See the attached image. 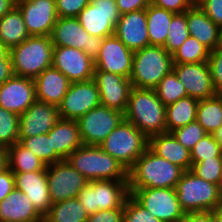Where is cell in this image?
<instances>
[{"label":"cell","mask_w":222,"mask_h":222,"mask_svg":"<svg viewBox=\"0 0 222 222\" xmlns=\"http://www.w3.org/2000/svg\"><path fill=\"white\" fill-rule=\"evenodd\" d=\"M189 36L187 11L175 14L169 25L166 43L163 47L172 55Z\"/></svg>","instance_id":"cell-38"},{"label":"cell","mask_w":222,"mask_h":222,"mask_svg":"<svg viewBox=\"0 0 222 222\" xmlns=\"http://www.w3.org/2000/svg\"><path fill=\"white\" fill-rule=\"evenodd\" d=\"M65 160L88 181L128 180V170L100 146L82 145Z\"/></svg>","instance_id":"cell-3"},{"label":"cell","mask_w":222,"mask_h":222,"mask_svg":"<svg viewBox=\"0 0 222 222\" xmlns=\"http://www.w3.org/2000/svg\"><path fill=\"white\" fill-rule=\"evenodd\" d=\"M175 13L150 4L146 8V19L150 45L164 46L169 25Z\"/></svg>","instance_id":"cell-31"},{"label":"cell","mask_w":222,"mask_h":222,"mask_svg":"<svg viewBox=\"0 0 222 222\" xmlns=\"http://www.w3.org/2000/svg\"><path fill=\"white\" fill-rule=\"evenodd\" d=\"M196 4L222 29V0H196Z\"/></svg>","instance_id":"cell-46"},{"label":"cell","mask_w":222,"mask_h":222,"mask_svg":"<svg viewBox=\"0 0 222 222\" xmlns=\"http://www.w3.org/2000/svg\"><path fill=\"white\" fill-rule=\"evenodd\" d=\"M30 37L21 11L15 6L0 19V40L9 49Z\"/></svg>","instance_id":"cell-29"},{"label":"cell","mask_w":222,"mask_h":222,"mask_svg":"<svg viewBox=\"0 0 222 222\" xmlns=\"http://www.w3.org/2000/svg\"><path fill=\"white\" fill-rule=\"evenodd\" d=\"M184 170L159 157L149 147L128 170L129 189L175 188Z\"/></svg>","instance_id":"cell-2"},{"label":"cell","mask_w":222,"mask_h":222,"mask_svg":"<svg viewBox=\"0 0 222 222\" xmlns=\"http://www.w3.org/2000/svg\"><path fill=\"white\" fill-rule=\"evenodd\" d=\"M30 36H50L58 14L55 0H29L16 3Z\"/></svg>","instance_id":"cell-17"},{"label":"cell","mask_w":222,"mask_h":222,"mask_svg":"<svg viewBox=\"0 0 222 222\" xmlns=\"http://www.w3.org/2000/svg\"><path fill=\"white\" fill-rule=\"evenodd\" d=\"M155 154L181 167L184 171L191 170V153L173 136L171 132L153 135L148 146Z\"/></svg>","instance_id":"cell-26"},{"label":"cell","mask_w":222,"mask_h":222,"mask_svg":"<svg viewBox=\"0 0 222 222\" xmlns=\"http://www.w3.org/2000/svg\"><path fill=\"white\" fill-rule=\"evenodd\" d=\"M48 135L53 150L62 160L83 145L77 120L60 119Z\"/></svg>","instance_id":"cell-28"},{"label":"cell","mask_w":222,"mask_h":222,"mask_svg":"<svg viewBox=\"0 0 222 222\" xmlns=\"http://www.w3.org/2000/svg\"><path fill=\"white\" fill-rule=\"evenodd\" d=\"M37 222H52L46 216H42Z\"/></svg>","instance_id":"cell-58"},{"label":"cell","mask_w":222,"mask_h":222,"mask_svg":"<svg viewBox=\"0 0 222 222\" xmlns=\"http://www.w3.org/2000/svg\"><path fill=\"white\" fill-rule=\"evenodd\" d=\"M124 119L131 122L148 139L166 132V106L154 89L132 87Z\"/></svg>","instance_id":"cell-1"},{"label":"cell","mask_w":222,"mask_h":222,"mask_svg":"<svg viewBox=\"0 0 222 222\" xmlns=\"http://www.w3.org/2000/svg\"><path fill=\"white\" fill-rule=\"evenodd\" d=\"M50 38L54 47L76 48L84 51L93 60L98 56L104 39L90 35L76 17H58Z\"/></svg>","instance_id":"cell-10"},{"label":"cell","mask_w":222,"mask_h":222,"mask_svg":"<svg viewBox=\"0 0 222 222\" xmlns=\"http://www.w3.org/2000/svg\"><path fill=\"white\" fill-rule=\"evenodd\" d=\"M150 4L180 14L192 8L196 4V0H151Z\"/></svg>","instance_id":"cell-47"},{"label":"cell","mask_w":222,"mask_h":222,"mask_svg":"<svg viewBox=\"0 0 222 222\" xmlns=\"http://www.w3.org/2000/svg\"><path fill=\"white\" fill-rule=\"evenodd\" d=\"M19 142V115L0 107V146L8 148Z\"/></svg>","instance_id":"cell-39"},{"label":"cell","mask_w":222,"mask_h":222,"mask_svg":"<svg viewBox=\"0 0 222 222\" xmlns=\"http://www.w3.org/2000/svg\"><path fill=\"white\" fill-rule=\"evenodd\" d=\"M13 75L12 61L9 55L4 61H0V86Z\"/></svg>","instance_id":"cell-52"},{"label":"cell","mask_w":222,"mask_h":222,"mask_svg":"<svg viewBox=\"0 0 222 222\" xmlns=\"http://www.w3.org/2000/svg\"><path fill=\"white\" fill-rule=\"evenodd\" d=\"M196 121L208 134L222 126V94L198 102Z\"/></svg>","instance_id":"cell-33"},{"label":"cell","mask_w":222,"mask_h":222,"mask_svg":"<svg viewBox=\"0 0 222 222\" xmlns=\"http://www.w3.org/2000/svg\"><path fill=\"white\" fill-rule=\"evenodd\" d=\"M214 222H222V204L213 211Z\"/></svg>","instance_id":"cell-57"},{"label":"cell","mask_w":222,"mask_h":222,"mask_svg":"<svg viewBox=\"0 0 222 222\" xmlns=\"http://www.w3.org/2000/svg\"><path fill=\"white\" fill-rule=\"evenodd\" d=\"M10 55V49L0 40V61H4Z\"/></svg>","instance_id":"cell-55"},{"label":"cell","mask_w":222,"mask_h":222,"mask_svg":"<svg viewBox=\"0 0 222 222\" xmlns=\"http://www.w3.org/2000/svg\"><path fill=\"white\" fill-rule=\"evenodd\" d=\"M129 196L128 180H93L78 193L77 199L91 215L99 210L123 209Z\"/></svg>","instance_id":"cell-8"},{"label":"cell","mask_w":222,"mask_h":222,"mask_svg":"<svg viewBox=\"0 0 222 222\" xmlns=\"http://www.w3.org/2000/svg\"><path fill=\"white\" fill-rule=\"evenodd\" d=\"M208 64L214 89L217 94H222V45L210 51Z\"/></svg>","instance_id":"cell-44"},{"label":"cell","mask_w":222,"mask_h":222,"mask_svg":"<svg viewBox=\"0 0 222 222\" xmlns=\"http://www.w3.org/2000/svg\"><path fill=\"white\" fill-rule=\"evenodd\" d=\"M54 45L50 36H30L10 49L13 74L35 79L52 66Z\"/></svg>","instance_id":"cell-5"},{"label":"cell","mask_w":222,"mask_h":222,"mask_svg":"<svg viewBox=\"0 0 222 222\" xmlns=\"http://www.w3.org/2000/svg\"><path fill=\"white\" fill-rule=\"evenodd\" d=\"M180 222H214L213 211L185 213Z\"/></svg>","instance_id":"cell-51"},{"label":"cell","mask_w":222,"mask_h":222,"mask_svg":"<svg viewBox=\"0 0 222 222\" xmlns=\"http://www.w3.org/2000/svg\"><path fill=\"white\" fill-rule=\"evenodd\" d=\"M191 153V163H199L204 159H213V157H222V149L216 142L212 134H207L197 142Z\"/></svg>","instance_id":"cell-40"},{"label":"cell","mask_w":222,"mask_h":222,"mask_svg":"<svg viewBox=\"0 0 222 222\" xmlns=\"http://www.w3.org/2000/svg\"><path fill=\"white\" fill-rule=\"evenodd\" d=\"M52 66L61 71L70 82L94 78V60L84 51L72 47H54Z\"/></svg>","instance_id":"cell-16"},{"label":"cell","mask_w":222,"mask_h":222,"mask_svg":"<svg viewBox=\"0 0 222 222\" xmlns=\"http://www.w3.org/2000/svg\"><path fill=\"white\" fill-rule=\"evenodd\" d=\"M134 52L115 35L103 39L100 52L94 60V71H106L130 79Z\"/></svg>","instance_id":"cell-15"},{"label":"cell","mask_w":222,"mask_h":222,"mask_svg":"<svg viewBox=\"0 0 222 222\" xmlns=\"http://www.w3.org/2000/svg\"><path fill=\"white\" fill-rule=\"evenodd\" d=\"M219 190H220V193L222 195V172H221V178H220V181H219Z\"/></svg>","instance_id":"cell-59"},{"label":"cell","mask_w":222,"mask_h":222,"mask_svg":"<svg viewBox=\"0 0 222 222\" xmlns=\"http://www.w3.org/2000/svg\"><path fill=\"white\" fill-rule=\"evenodd\" d=\"M36 100L59 106L67 93L70 81L55 67L44 69L35 79Z\"/></svg>","instance_id":"cell-24"},{"label":"cell","mask_w":222,"mask_h":222,"mask_svg":"<svg viewBox=\"0 0 222 222\" xmlns=\"http://www.w3.org/2000/svg\"><path fill=\"white\" fill-rule=\"evenodd\" d=\"M210 50L191 35L172 54L173 64H189L208 61Z\"/></svg>","instance_id":"cell-35"},{"label":"cell","mask_w":222,"mask_h":222,"mask_svg":"<svg viewBox=\"0 0 222 222\" xmlns=\"http://www.w3.org/2000/svg\"><path fill=\"white\" fill-rule=\"evenodd\" d=\"M120 15L146 9L151 0H115Z\"/></svg>","instance_id":"cell-50"},{"label":"cell","mask_w":222,"mask_h":222,"mask_svg":"<svg viewBox=\"0 0 222 222\" xmlns=\"http://www.w3.org/2000/svg\"><path fill=\"white\" fill-rule=\"evenodd\" d=\"M86 222H123V209L99 210L89 215Z\"/></svg>","instance_id":"cell-48"},{"label":"cell","mask_w":222,"mask_h":222,"mask_svg":"<svg viewBox=\"0 0 222 222\" xmlns=\"http://www.w3.org/2000/svg\"><path fill=\"white\" fill-rule=\"evenodd\" d=\"M129 192L137 203L163 222H180L185 214L175 188H139Z\"/></svg>","instance_id":"cell-9"},{"label":"cell","mask_w":222,"mask_h":222,"mask_svg":"<svg viewBox=\"0 0 222 222\" xmlns=\"http://www.w3.org/2000/svg\"><path fill=\"white\" fill-rule=\"evenodd\" d=\"M36 101L34 79L13 75L0 86V107L21 115Z\"/></svg>","instance_id":"cell-21"},{"label":"cell","mask_w":222,"mask_h":222,"mask_svg":"<svg viewBox=\"0 0 222 222\" xmlns=\"http://www.w3.org/2000/svg\"><path fill=\"white\" fill-rule=\"evenodd\" d=\"M212 135L222 149V126H220L216 131H214Z\"/></svg>","instance_id":"cell-56"},{"label":"cell","mask_w":222,"mask_h":222,"mask_svg":"<svg viewBox=\"0 0 222 222\" xmlns=\"http://www.w3.org/2000/svg\"><path fill=\"white\" fill-rule=\"evenodd\" d=\"M25 1H29V0H15L16 3L25 2Z\"/></svg>","instance_id":"cell-60"},{"label":"cell","mask_w":222,"mask_h":222,"mask_svg":"<svg viewBox=\"0 0 222 222\" xmlns=\"http://www.w3.org/2000/svg\"><path fill=\"white\" fill-rule=\"evenodd\" d=\"M119 17L115 0H91L76 18L90 35L105 38L114 35Z\"/></svg>","instance_id":"cell-13"},{"label":"cell","mask_w":222,"mask_h":222,"mask_svg":"<svg viewBox=\"0 0 222 222\" xmlns=\"http://www.w3.org/2000/svg\"><path fill=\"white\" fill-rule=\"evenodd\" d=\"M100 103L122 113L127 109L132 84L129 78L106 71H94Z\"/></svg>","instance_id":"cell-20"},{"label":"cell","mask_w":222,"mask_h":222,"mask_svg":"<svg viewBox=\"0 0 222 222\" xmlns=\"http://www.w3.org/2000/svg\"><path fill=\"white\" fill-rule=\"evenodd\" d=\"M8 168L13 173L42 171L46 164L20 142L7 148Z\"/></svg>","instance_id":"cell-32"},{"label":"cell","mask_w":222,"mask_h":222,"mask_svg":"<svg viewBox=\"0 0 222 222\" xmlns=\"http://www.w3.org/2000/svg\"><path fill=\"white\" fill-rule=\"evenodd\" d=\"M191 171L207 182L219 185L222 172V157H213V159H204L199 163H194Z\"/></svg>","instance_id":"cell-41"},{"label":"cell","mask_w":222,"mask_h":222,"mask_svg":"<svg viewBox=\"0 0 222 222\" xmlns=\"http://www.w3.org/2000/svg\"><path fill=\"white\" fill-rule=\"evenodd\" d=\"M100 96L94 79L71 82L62 103L58 106L61 119L78 120L100 105Z\"/></svg>","instance_id":"cell-14"},{"label":"cell","mask_w":222,"mask_h":222,"mask_svg":"<svg viewBox=\"0 0 222 222\" xmlns=\"http://www.w3.org/2000/svg\"><path fill=\"white\" fill-rule=\"evenodd\" d=\"M172 70V55L163 46H146L133 54L132 87L154 89Z\"/></svg>","instance_id":"cell-4"},{"label":"cell","mask_w":222,"mask_h":222,"mask_svg":"<svg viewBox=\"0 0 222 222\" xmlns=\"http://www.w3.org/2000/svg\"><path fill=\"white\" fill-rule=\"evenodd\" d=\"M60 119L57 106L36 100L19 116V138L47 134Z\"/></svg>","instance_id":"cell-19"},{"label":"cell","mask_w":222,"mask_h":222,"mask_svg":"<svg viewBox=\"0 0 222 222\" xmlns=\"http://www.w3.org/2000/svg\"><path fill=\"white\" fill-rule=\"evenodd\" d=\"M173 136L188 150H192L194 145L201 140L208 133L197 122L188 123L186 126L179 127L171 131Z\"/></svg>","instance_id":"cell-42"},{"label":"cell","mask_w":222,"mask_h":222,"mask_svg":"<svg viewBox=\"0 0 222 222\" xmlns=\"http://www.w3.org/2000/svg\"><path fill=\"white\" fill-rule=\"evenodd\" d=\"M15 188L27 195L35 209L45 216L51 208L47 166L42 171L14 173Z\"/></svg>","instance_id":"cell-23"},{"label":"cell","mask_w":222,"mask_h":222,"mask_svg":"<svg viewBox=\"0 0 222 222\" xmlns=\"http://www.w3.org/2000/svg\"><path fill=\"white\" fill-rule=\"evenodd\" d=\"M99 146L129 170L148 148L149 139L123 119Z\"/></svg>","instance_id":"cell-7"},{"label":"cell","mask_w":222,"mask_h":222,"mask_svg":"<svg viewBox=\"0 0 222 222\" xmlns=\"http://www.w3.org/2000/svg\"><path fill=\"white\" fill-rule=\"evenodd\" d=\"M59 18L77 17L91 0H55Z\"/></svg>","instance_id":"cell-45"},{"label":"cell","mask_w":222,"mask_h":222,"mask_svg":"<svg viewBox=\"0 0 222 222\" xmlns=\"http://www.w3.org/2000/svg\"><path fill=\"white\" fill-rule=\"evenodd\" d=\"M123 222H163L155 218L148 210L143 208L131 196L123 206Z\"/></svg>","instance_id":"cell-43"},{"label":"cell","mask_w":222,"mask_h":222,"mask_svg":"<svg viewBox=\"0 0 222 222\" xmlns=\"http://www.w3.org/2000/svg\"><path fill=\"white\" fill-rule=\"evenodd\" d=\"M198 100L186 96L166 105V132H171L196 121Z\"/></svg>","instance_id":"cell-30"},{"label":"cell","mask_w":222,"mask_h":222,"mask_svg":"<svg viewBox=\"0 0 222 222\" xmlns=\"http://www.w3.org/2000/svg\"><path fill=\"white\" fill-rule=\"evenodd\" d=\"M41 217L27 195L16 188L0 202V222H37Z\"/></svg>","instance_id":"cell-27"},{"label":"cell","mask_w":222,"mask_h":222,"mask_svg":"<svg viewBox=\"0 0 222 222\" xmlns=\"http://www.w3.org/2000/svg\"><path fill=\"white\" fill-rule=\"evenodd\" d=\"M15 188L14 173L9 169L0 172V202L4 200Z\"/></svg>","instance_id":"cell-49"},{"label":"cell","mask_w":222,"mask_h":222,"mask_svg":"<svg viewBox=\"0 0 222 222\" xmlns=\"http://www.w3.org/2000/svg\"><path fill=\"white\" fill-rule=\"evenodd\" d=\"M154 90L165 106L188 96L186 88L173 70L158 83Z\"/></svg>","instance_id":"cell-37"},{"label":"cell","mask_w":222,"mask_h":222,"mask_svg":"<svg viewBox=\"0 0 222 222\" xmlns=\"http://www.w3.org/2000/svg\"><path fill=\"white\" fill-rule=\"evenodd\" d=\"M175 190L185 213L212 212L222 204L219 185L207 182L191 170L184 171Z\"/></svg>","instance_id":"cell-6"},{"label":"cell","mask_w":222,"mask_h":222,"mask_svg":"<svg viewBox=\"0 0 222 222\" xmlns=\"http://www.w3.org/2000/svg\"><path fill=\"white\" fill-rule=\"evenodd\" d=\"M19 142L34 153L46 165L62 161L52 148L51 137L48 133L33 137L19 138Z\"/></svg>","instance_id":"cell-36"},{"label":"cell","mask_w":222,"mask_h":222,"mask_svg":"<svg viewBox=\"0 0 222 222\" xmlns=\"http://www.w3.org/2000/svg\"><path fill=\"white\" fill-rule=\"evenodd\" d=\"M16 6L15 0H0V19Z\"/></svg>","instance_id":"cell-53"},{"label":"cell","mask_w":222,"mask_h":222,"mask_svg":"<svg viewBox=\"0 0 222 222\" xmlns=\"http://www.w3.org/2000/svg\"><path fill=\"white\" fill-rule=\"evenodd\" d=\"M8 168L7 148L0 146V172Z\"/></svg>","instance_id":"cell-54"},{"label":"cell","mask_w":222,"mask_h":222,"mask_svg":"<svg viewBox=\"0 0 222 222\" xmlns=\"http://www.w3.org/2000/svg\"><path fill=\"white\" fill-rule=\"evenodd\" d=\"M173 71L186 88L188 96L200 101L217 95L208 61L173 64Z\"/></svg>","instance_id":"cell-18"},{"label":"cell","mask_w":222,"mask_h":222,"mask_svg":"<svg viewBox=\"0 0 222 222\" xmlns=\"http://www.w3.org/2000/svg\"><path fill=\"white\" fill-rule=\"evenodd\" d=\"M114 35L133 52L149 46L146 9L120 15Z\"/></svg>","instance_id":"cell-22"},{"label":"cell","mask_w":222,"mask_h":222,"mask_svg":"<svg viewBox=\"0 0 222 222\" xmlns=\"http://www.w3.org/2000/svg\"><path fill=\"white\" fill-rule=\"evenodd\" d=\"M45 216L52 222H86L89 215L80 201L73 198L52 204Z\"/></svg>","instance_id":"cell-34"},{"label":"cell","mask_w":222,"mask_h":222,"mask_svg":"<svg viewBox=\"0 0 222 222\" xmlns=\"http://www.w3.org/2000/svg\"><path fill=\"white\" fill-rule=\"evenodd\" d=\"M124 119V113L98 105L77 120L83 145L99 146Z\"/></svg>","instance_id":"cell-11"},{"label":"cell","mask_w":222,"mask_h":222,"mask_svg":"<svg viewBox=\"0 0 222 222\" xmlns=\"http://www.w3.org/2000/svg\"><path fill=\"white\" fill-rule=\"evenodd\" d=\"M187 27L189 34L210 51L222 45V29L197 4L187 10Z\"/></svg>","instance_id":"cell-25"},{"label":"cell","mask_w":222,"mask_h":222,"mask_svg":"<svg viewBox=\"0 0 222 222\" xmlns=\"http://www.w3.org/2000/svg\"><path fill=\"white\" fill-rule=\"evenodd\" d=\"M47 181L52 204L77 198L89 181L66 160L47 165Z\"/></svg>","instance_id":"cell-12"}]
</instances>
